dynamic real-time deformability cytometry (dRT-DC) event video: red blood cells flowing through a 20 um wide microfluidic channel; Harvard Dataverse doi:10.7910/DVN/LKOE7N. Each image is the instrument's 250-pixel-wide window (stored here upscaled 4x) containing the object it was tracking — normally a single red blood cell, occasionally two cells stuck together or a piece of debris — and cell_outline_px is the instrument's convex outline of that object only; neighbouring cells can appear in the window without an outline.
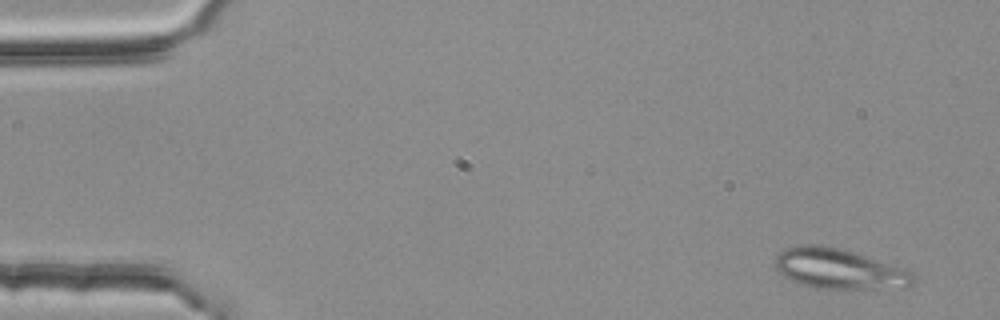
{"species": "common noctule bat (a hibernating species)", "species_latin": "Nyctalus noctula", "temperature_condition": "room temperature", "stored_images_in_passage": 5, "camera_frame_rate_fps": 3000, "um_per_image_px": 0.085, "animal": {"sex": "female", "body_mass_g": 25.1}, "frame": {"image": 1, "passage_image": 1, "time_ms": 0.0, "image_size_px": [1000, 320], "cell_outline_px": [[916, 284], [908, 288], [840, 292], [812, 288], [800, 284], [776, 272], [772, 264], [772, 260], [784, 248], [804, 244], [820, 244], [868, 256], [904, 268], [912, 272], [916, 276]], "centroid_in_image_um": [71.36, 22.93], "position_along_channel_um": 13.6, "area_um2": 34.28}}